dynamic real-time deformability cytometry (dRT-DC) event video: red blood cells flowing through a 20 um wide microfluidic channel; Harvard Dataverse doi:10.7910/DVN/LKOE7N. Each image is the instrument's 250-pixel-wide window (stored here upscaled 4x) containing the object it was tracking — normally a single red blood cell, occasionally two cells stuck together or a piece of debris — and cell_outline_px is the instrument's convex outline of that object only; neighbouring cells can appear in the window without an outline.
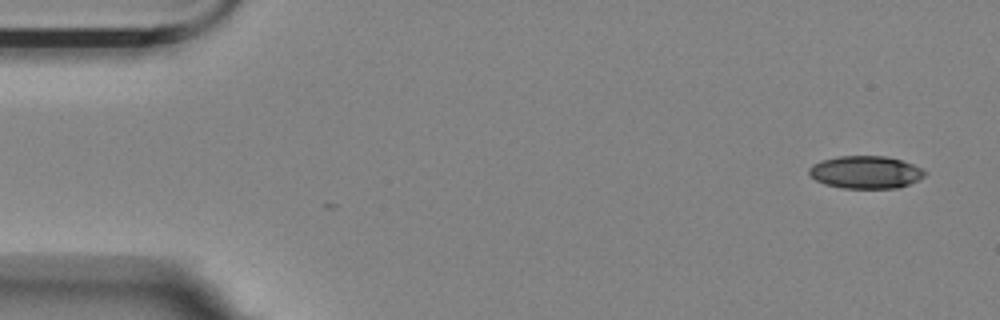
{"species": "Egyptian fruit bat (a non-hibernating species)", "species_latin": "Rousettus aegyptiacus", "temperature_condition": "room temperature", "stored_images_in_passage": 4, "segment_of_instrument_passage": [2, 2], "camera_frame_rate_fps": 3000, "um_per_image_px": 0.085, "animal": {"sex": "female"}, "frame": {"image": 1, "passage_image": 4, "time_ms": 1.0, "image_size_px": [1000, 320], "cell_outline_px": [[924, 176], [908, 184], [896, 188], [844, 188], [824, 184], [816, 180], [808, 172], [808, 168], [812, 164], [836, 156], [888, 156], [912, 164], [920, 168], [924, 172]], "centroid_in_image_um": [73.53, 14.63], "position_along_channel_um": 11.5, "area_um2": 21.73}}